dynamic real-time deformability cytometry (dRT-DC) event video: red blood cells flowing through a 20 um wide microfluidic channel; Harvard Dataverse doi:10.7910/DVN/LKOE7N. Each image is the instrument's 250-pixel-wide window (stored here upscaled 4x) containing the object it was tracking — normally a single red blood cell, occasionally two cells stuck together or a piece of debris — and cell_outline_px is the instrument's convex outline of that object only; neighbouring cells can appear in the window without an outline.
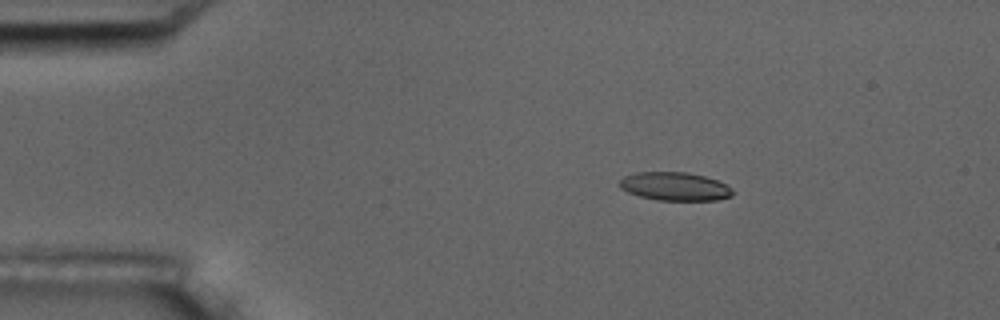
{"species": "common noctule bat (a hibernating species)", "species_latin": "Nyctalus noctula", "temperature_condition": "room temperature", "stored_images_in_passage": 3, "camera_frame_rate_fps": 3000, "um_per_image_px": 0.085, "animal": {"sex": "male", "body_mass_g": 17.5, "forearm_length_mm": 52.3}, "frame": {"image": 1, "passage_image": 2, "time_ms": 1.0, "image_size_px": [1000, 320], "cell_outline_px": [[732, 196], [716, 200], [660, 200], [640, 196], [628, 192], [620, 188], [620, 180], [624, 176], [636, 172], [684, 172], [704, 176], [716, 180], [732, 188]], "centroid_in_image_um": [57.34, 15.84], "position_along_channel_um": 27.7, "area_um2": 18.5}}